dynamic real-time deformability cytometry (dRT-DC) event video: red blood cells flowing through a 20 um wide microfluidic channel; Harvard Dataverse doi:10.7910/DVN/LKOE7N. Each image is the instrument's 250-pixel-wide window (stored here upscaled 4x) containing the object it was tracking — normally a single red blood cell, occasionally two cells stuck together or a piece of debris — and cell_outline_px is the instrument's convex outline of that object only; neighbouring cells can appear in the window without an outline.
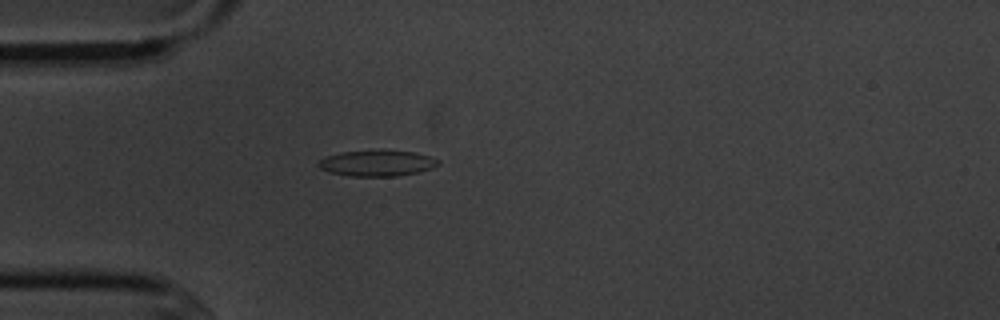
{"species": "common noctule bat (a hibernating species)", "species_latin": "Nyctalus noctula", "temperature_condition": "cold", "stored_images_in_passage": 2, "camera_frame_rate_fps": 3000, "um_per_image_px": 0.085, "animal": {"sex": "male", "body_mass_g": 20.1, "forearm_length_mm": 53.5}, "frame": {"image": 1, "passage_image": 2, "time_ms": 1.0, "image_size_px": [1000, 320], "cell_outline_px": [[440, 164], [432, 168], [420, 172], [396, 176], [348, 176], [328, 172], [320, 168], [316, 164], [324, 156], [340, 152], [416, 152], [440, 160]], "centroid_in_image_um": [32.03, 13.9], "position_along_channel_um": 53.0, "area_um2": 17.74}}